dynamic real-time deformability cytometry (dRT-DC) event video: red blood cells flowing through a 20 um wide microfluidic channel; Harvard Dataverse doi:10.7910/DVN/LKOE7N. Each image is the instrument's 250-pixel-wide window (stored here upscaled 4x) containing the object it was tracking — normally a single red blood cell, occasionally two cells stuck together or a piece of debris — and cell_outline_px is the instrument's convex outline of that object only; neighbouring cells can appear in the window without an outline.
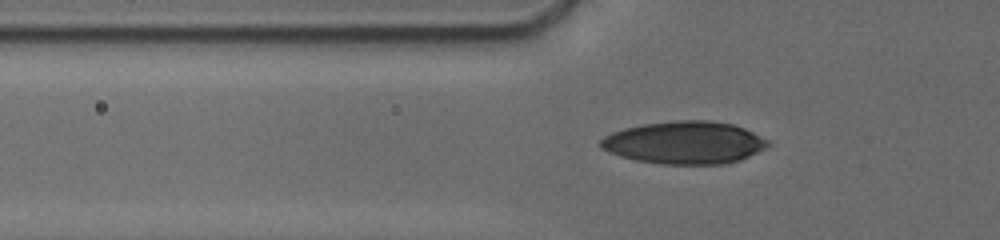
{"species": "human", "species_latin": "Homo sapiens", "temperature_condition": "cold", "stored_images_in_passage": 48, "camera_frame_rate_fps": 3000, "um_per_image_px": 0.085, "donor": {"sex": "male"}, "frame": {"image": 1, "passage_image": 29, "time_ms": 6.667, "image_size_px": [1000, 240], "cell_outline_px": [[768, 144], [764, 148], [740, 160], [720, 164], [660, 164], [636, 160], [620, 156], [608, 152], [600, 148], [600, 140], [604, 136], [612, 132], [624, 128], [644, 124], [676, 120], [712, 120], [732, 124], [744, 128], [768, 140]], "centroid_in_image_um": [58.14, 12.12], "position_along_channel_um": 67.7, "area_um2": 41.38}}
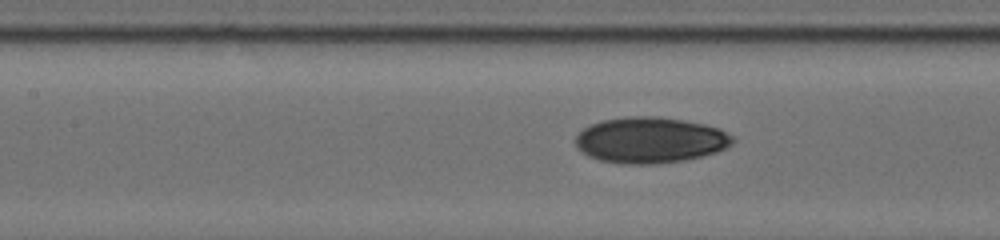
{"frame": {"image": 2, "passage_image": 39, "time_ms": 9.0, "image_size_px": [1000, 240], "cell_outline_px": [[736, 140], [732, 144], [716, 152], [684, 160], [656, 164], [620, 164], [600, 160], [588, 156], [576, 148], [576, 136], [584, 128], [592, 124], [604, 120], [628, 116], [656, 116], [684, 120], [704, 124], [720, 128], [732, 136]], "centroid_in_image_um": [55.27, 11.91], "position_along_channel_um": 152.1, "area_um2": 42.08}}
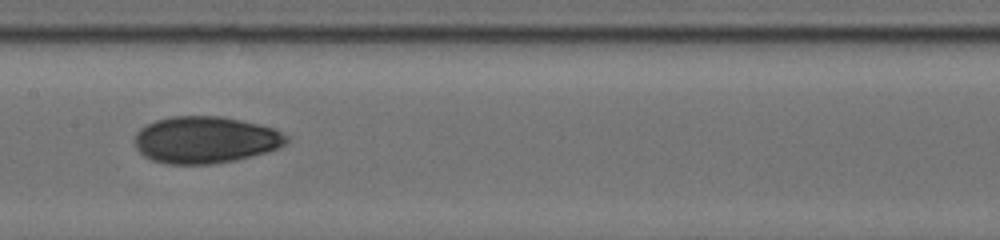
{"frame": {"image": 3, "passage_image": 44, "time_ms": 10.0, "image_size_px": [1000, 240], "cell_outline_px": [[288, 140], [280, 148], [236, 160], [212, 164], [168, 164], [152, 160], [144, 156], [136, 148], [136, 132], [144, 124], [156, 120], [172, 116], [220, 116], [260, 124], [276, 128], [288, 136]], "centroid_in_image_um": [17.46, 11.88], "position_along_channel_um": 189.9, "area_um2": 41.62}}